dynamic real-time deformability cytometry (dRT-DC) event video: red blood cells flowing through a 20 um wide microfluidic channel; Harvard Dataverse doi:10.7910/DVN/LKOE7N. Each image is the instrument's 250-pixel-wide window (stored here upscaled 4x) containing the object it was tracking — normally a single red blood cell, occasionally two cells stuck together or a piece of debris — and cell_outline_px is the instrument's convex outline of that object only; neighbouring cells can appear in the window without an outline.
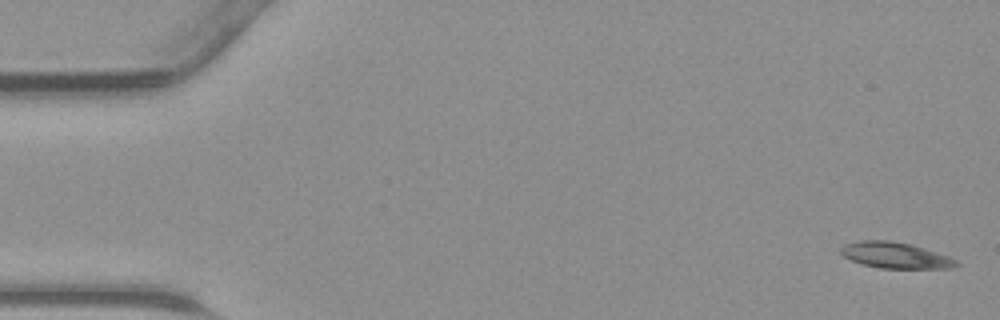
{"species": "common noctule bat (a hibernating species)", "species_latin": "Nyctalus noctula", "temperature_condition": "warm", "stored_images_in_passage": 19, "camera_frame_rate_fps": 3000, "um_per_image_px": 0.085, "animal": {"sex": "male", "body_mass_g": 23.1, "forearm_length_mm": 52.7}, "frame": {"image": 1, "passage_image": 1, "time_ms": 0.0, "image_size_px": [1000, 320], "cell_outline_px": [[960, 264], [952, 268], [880, 268], [864, 264], [852, 260], [844, 256], [840, 252], [840, 248], [844, 244], [860, 240], [888, 240], [912, 244], [948, 256], [956, 260]], "centroid_in_image_um": [76.1, 21.69], "position_along_channel_um": 8.9, "area_um2": 17.4}}
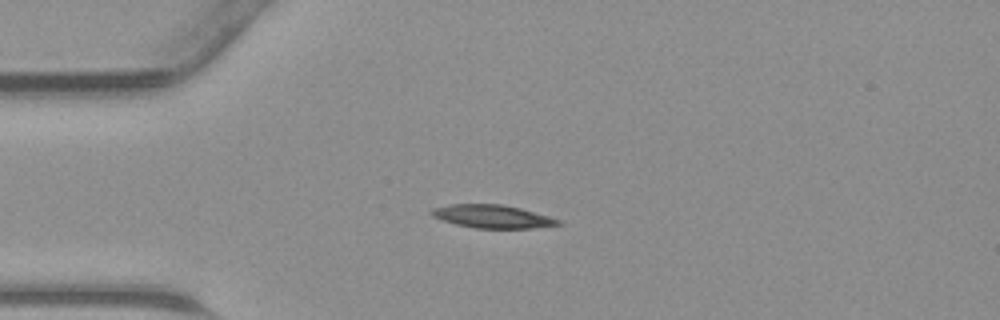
{"frame": {"image": 2, "passage_image": 11, "time_ms": 3.333, "image_size_px": [1000, 320], "cell_outline_px": [[564, 224], [532, 228], [476, 228], [456, 224], [432, 216], [428, 212], [432, 208], [452, 204], [504, 204], [520, 208], [548, 216], [560, 220]], "centroid_in_image_um": [41.85, 18.39], "position_along_channel_um": 43.1, "area_um2": 16.99}}
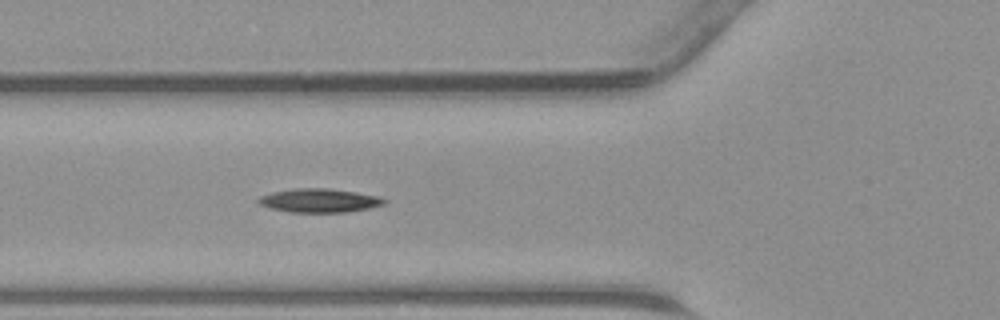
{"frame": {"image": 3, "passage_image": 16, "time_ms": 5.0, "image_size_px": [1000, 320], "cell_outline_px": [[388, 200], [384, 204], [368, 208], [348, 212], [288, 212], [268, 208], [260, 204], [256, 200], [260, 196], [272, 192], [296, 188], [328, 188], [356, 192], [380, 196]], "centroid_in_image_um": [27.14, 17.04], "position_along_channel_um": 98.7, "area_um2": 17.51}}